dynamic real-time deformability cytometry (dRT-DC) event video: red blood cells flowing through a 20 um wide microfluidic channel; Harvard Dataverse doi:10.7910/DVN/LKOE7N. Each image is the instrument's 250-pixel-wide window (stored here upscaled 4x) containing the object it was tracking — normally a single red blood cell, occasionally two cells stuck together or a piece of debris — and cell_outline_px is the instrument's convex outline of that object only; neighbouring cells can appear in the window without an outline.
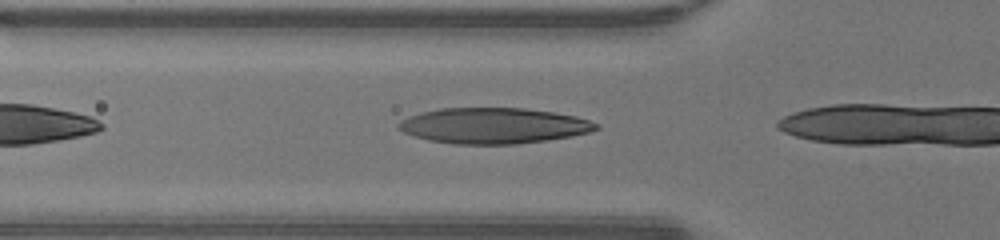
{"species": "human", "species_latin": "Homo sapiens", "temperature_condition": "warm", "stored_images_in_passage": 4, "camera_frame_rate_fps": 3000, "um_per_image_px": 0.085, "donor": {"sex": "male"}, "frame": {"image": 1, "passage_image": 2, "time_ms": 0.333, "image_size_px": [1000, 240], "cell_outline_px": [[600, 128], [588, 132], [572, 136], [548, 140], [516, 144], [452, 144], [428, 140], [404, 132], [396, 124], [400, 120], [408, 116], [420, 112], [440, 108], [524, 108], [552, 112], [576, 116], [600, 124]], "centroid_in_image_um": [41.95, 10.68], "position_along_channel_um": 83.9, "area_um2": 41.21}}